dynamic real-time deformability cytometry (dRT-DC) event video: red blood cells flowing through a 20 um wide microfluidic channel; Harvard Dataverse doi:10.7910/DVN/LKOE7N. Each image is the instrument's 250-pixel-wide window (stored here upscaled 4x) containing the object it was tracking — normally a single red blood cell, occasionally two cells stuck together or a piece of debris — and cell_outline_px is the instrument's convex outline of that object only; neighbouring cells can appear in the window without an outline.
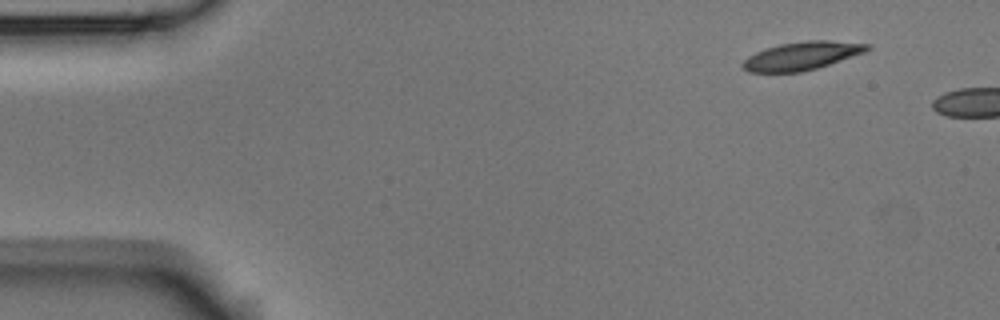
{"species": "Egyptian fruit bat (a non-hibernating species)", "species_latin": "Rousettus aegyptiacus", "temperature_condition": "room temperature", "stored_images_in_passage": 2, "camera_frame_rate_fps": 3000, "um_per_image_px": 0.085, "animal": {"sex": "male"}, "frame": {"image": 1, "passage_image": 1, "time_ms": 0.0, "image_size_px": [1000, 320], "cell_outline_px": [[872, 48], [864, 52], [816, 68], [800, 72], [748, 72], [740, 64], [748, 56], [756, 52], [780, 44], [808, 40], [828, 40], [872, 44]], "centroid_in_image_um": [68.16, 4.74], "position_along_channel_um": 16.8, "area_um2": 20.23}}